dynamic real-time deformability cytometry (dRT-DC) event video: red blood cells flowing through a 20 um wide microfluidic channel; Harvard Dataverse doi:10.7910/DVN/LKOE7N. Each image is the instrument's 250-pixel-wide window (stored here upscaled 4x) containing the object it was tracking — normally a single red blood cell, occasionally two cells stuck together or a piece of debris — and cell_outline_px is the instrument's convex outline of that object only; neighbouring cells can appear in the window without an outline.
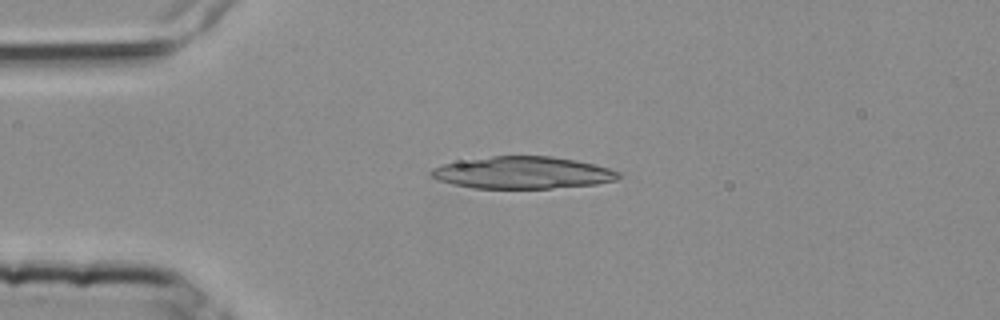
{"species": "common noctule bat (a hibernating species)", "species_latin": "Nyctalus noctula", "temperature_condition": "room temperature", "stored_images_in_passage": 2, "camera_frame_rate_fps": 3000, "um_per_image_px": 0.085, "animal": {"sex": "female", "body_mass_g": 25.1}, "frame": {"image": 1, "passage_image": 1, "time_ms": 0.0, "image_size_px": [1000, 320], "cell_outline_px": [[620, 176], [616, 180], [596, 184], [552, 188], [472, 188], [452, 184], [440, 180], [432, 176], [428, 172], [432, 168], [444, 164], [492, 156], [552, 156], [576, 160], [596, 164], [620, 172]], "centroid_in_image_um": [44.46, 14.68], "position_along_channel_um": 40.5, "area_um2": 34.85}}